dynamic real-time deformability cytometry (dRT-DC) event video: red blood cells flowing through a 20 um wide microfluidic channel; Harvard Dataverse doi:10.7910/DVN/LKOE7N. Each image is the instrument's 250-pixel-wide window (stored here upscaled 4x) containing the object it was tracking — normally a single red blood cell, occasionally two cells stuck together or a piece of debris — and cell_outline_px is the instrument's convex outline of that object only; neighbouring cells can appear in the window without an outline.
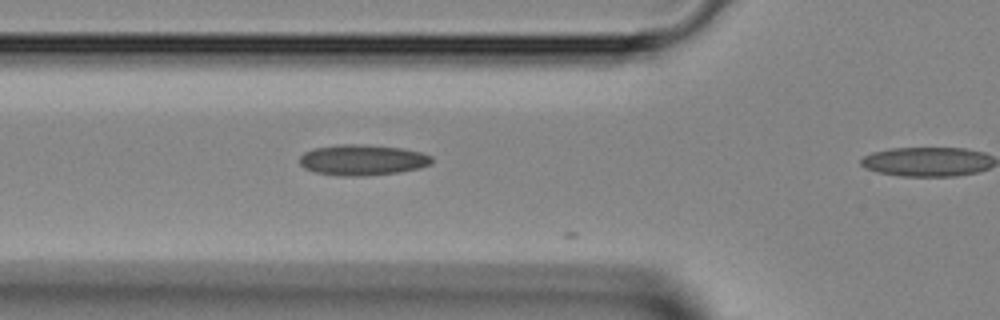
{"species": "Egyptian fruit bat (a non-hibernating species)", "species_latin": "Rousettus aegyptiacus", "temperature_condition": "room temperature", "stored_images_in_passage": 5, "camera_frame_rate_fps": 3000, "um_per_image_px": 0.085, "animal": {"sex": "female"}, "frame": {"image": 1, "passage_image": 4, "time_ms": 1.0, "image_size_px": [1000, 320], "cell_outline_px": [[432, 164], [420, 168], [396, 172], [360, 176], [344, 176], [316, 172], [304, 168], [300, 164], [300, 156], [304, 152], [312, 148], [340, 144], [364, 144], [404, 148], [420, 152], [432, 156]], "centroid_in_image_um": [30.81, 13.58], "position_along_channel_um": 95.0, "area_um2": 23.7}}